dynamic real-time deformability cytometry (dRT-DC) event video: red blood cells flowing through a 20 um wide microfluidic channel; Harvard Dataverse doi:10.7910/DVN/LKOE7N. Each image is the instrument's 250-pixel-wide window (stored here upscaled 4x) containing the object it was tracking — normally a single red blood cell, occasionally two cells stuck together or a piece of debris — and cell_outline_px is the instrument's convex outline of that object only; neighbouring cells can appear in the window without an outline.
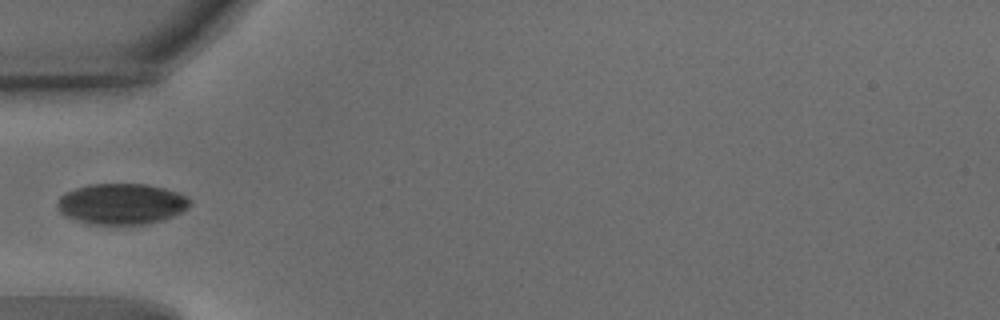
{"species": "common noctule bat (a hibernating species)", "species_latin": "Nyctalus noctula", "temperature_condition": "warm", "stored_images_in_passage": 36, "camera_frame_rate_fps": 3000, "um_per_image_px": 0.085, "animal": {"sex": "male", "body_mass_g": 15.6}, "frame": {"image": 1, "passage_image": 1, "time_ms": 0.0, "image_size_px": [1000, 320], "cell_outline_px": [[192, 204], [188, 208], [172, 216], [160, 220], [144, 224], [88, 224], [64, 216], [60, 212], [56, 204], [60, 196], [64, 192], [88, 184], [148, 184], [164, 188], [188, 196], [192, 200]], "centroid_in_image_um": [10.32, 17.32], "position_along_channel_um": 74.7, "area_um2": 31.73}}
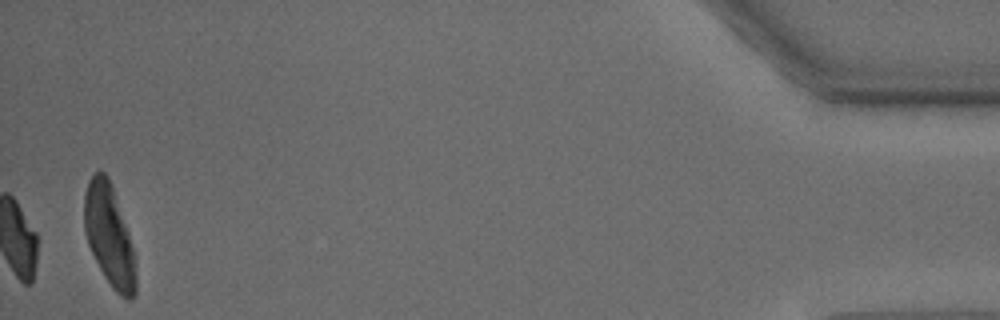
{"frame": {"image": 2, "passage_image": 36, "time_ms": 11.667, "image_size_px": [1000, 320], "cell_outline_px": [[136, 292], [128, 300], [120, 296], [112, 288], [104, 276], [88, 244], [84, 232], [84, 196], [88, 180], [92, 172], [100, 168], [108, 176], [112, 184], [128, 232], [132, 248], [136, 276]], "centroid_in_image_um": [9.26, 19.96], "position_along_channel_um": 425.9, "area_um2": 30.4}}